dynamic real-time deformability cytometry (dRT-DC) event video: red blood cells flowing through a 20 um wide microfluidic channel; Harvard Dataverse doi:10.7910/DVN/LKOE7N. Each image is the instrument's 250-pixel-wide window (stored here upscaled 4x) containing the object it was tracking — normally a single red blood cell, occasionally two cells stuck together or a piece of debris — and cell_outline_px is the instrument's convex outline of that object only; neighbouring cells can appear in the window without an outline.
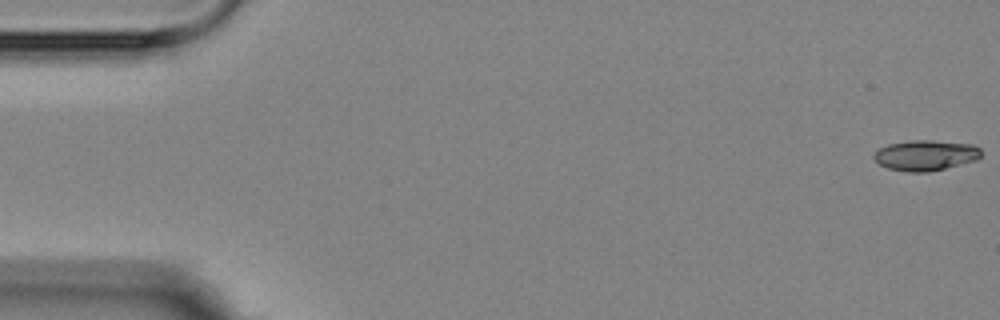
{"species": "Egyptian fruit bat (a non-hibernating species)", "species_latin": "Rousettus aegyptiacus", "temperature_condition": "room temperature", "stored_images_in_passage": 5, "camera_frame_rate_fps": 3000, "um_per_image_px": 0.085, "animal": {"sex": "female"}, "frame": {"image": 1, "passage_image": 1, "time_ms": 0.0, "image_size_px": [1000, 320], "cell_outline_px": [[980, 156], [976, 160], [928, 172], [908, 172], [888, 168], [880, 164], [872, 156], [880, 148], [888, 144], [908, 140], [932, 140], [972, 144], [980, 148]], "centroid_in_image_um": [78.66, 13.19], "position_along_channel_um": 6.3, "area_um2": 18.9}}
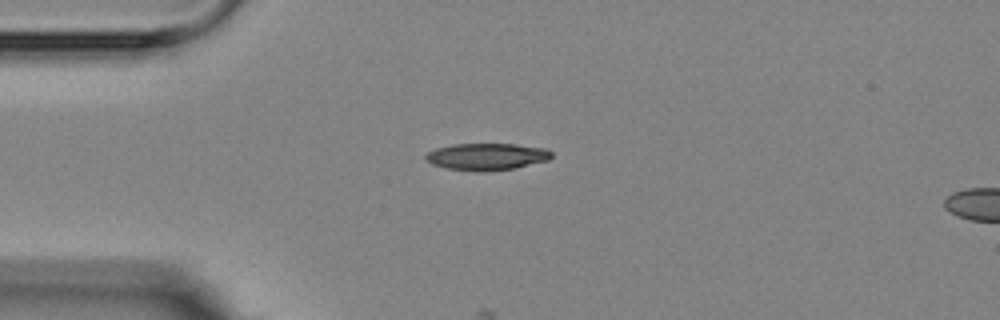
{"frame": {"image": 2, "passage_image": 4, "time_ms": 4.333, "image_size_px": [1000, 320], "cell_outline_px": [[552, 156], [548, 160], [516, 168], [448, 168], [432, 164], [424, 160], [424, 156], [428, 152], [436, 148], [452, 144], [516, 144], [548, 148], [552, 152]], "centroid_in_image_um": [41.41, 13.25], "position_along_channel_um": 43.6, "area_um2": 18.9}}